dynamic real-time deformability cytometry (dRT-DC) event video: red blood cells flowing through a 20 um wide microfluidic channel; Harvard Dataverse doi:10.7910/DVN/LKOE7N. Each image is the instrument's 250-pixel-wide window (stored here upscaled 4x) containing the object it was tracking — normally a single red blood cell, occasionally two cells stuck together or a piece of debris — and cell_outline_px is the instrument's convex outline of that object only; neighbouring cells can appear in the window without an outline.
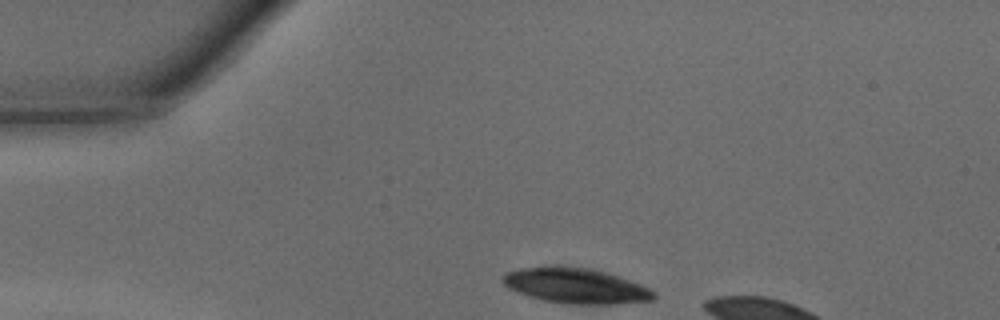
{"species": "common noctule bat (a hibernating species)", "species_latin": "Nyctalus noctula", "temperature_condition": "warm", "stored_images_in_passage": 6, "camera_frame_rate_fps": 3000, "um_per_image_px": 0.085, "animal": {"sex": "male", "body_mass_g": 15.6}, "frame": {"image": 1, "passage_image": 1, "time_ms": 0.0, "image_size_px": [1000, 320], "cell_outline_px": [[656, 296], [652, 300], [616, 304], [568, 304], [544, 300], [528, 296], [508, 288], [504, 284], [504, 272], [524, 268], [552, 264], [564, 264], [592, 268], [640, 284], [656, 292]], "centroid_in_image_um": [48.92, 24.26], "position_along_channel_um": 36.1, "area_um2": 31.33}}